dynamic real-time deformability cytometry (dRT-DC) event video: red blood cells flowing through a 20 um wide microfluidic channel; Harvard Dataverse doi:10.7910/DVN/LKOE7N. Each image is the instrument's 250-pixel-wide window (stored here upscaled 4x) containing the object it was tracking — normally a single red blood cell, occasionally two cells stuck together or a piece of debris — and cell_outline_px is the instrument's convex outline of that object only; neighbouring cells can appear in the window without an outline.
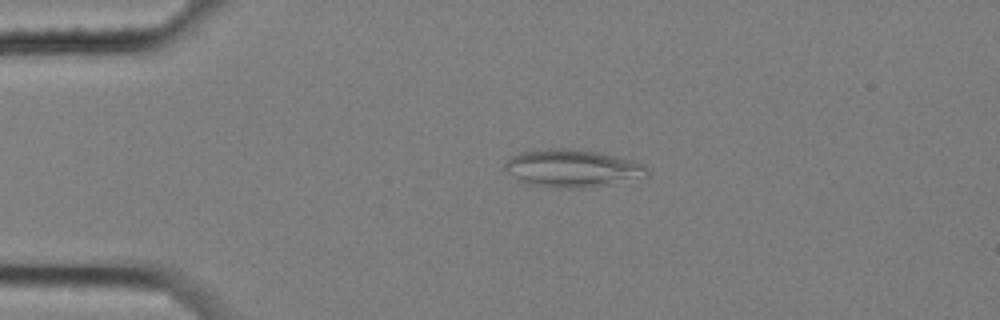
{"species": "common noctule bat (a hibernating species)", "species_latin": "Nyctalus noctula", "temperature_condition": "cold", "stored_images_in_passage": 2, "camera_frame_rate_fps": 3000, "um_per_image_px": 0.085, "animal": {"sex": "female", "body_mass_g": 25.1}, "frame": {"image": 1, "passage_image": 1, "time_ms": 0.0, "image_size_px": [1000, 320], "cell_outline_px": [[648, 176], [608, 184], [584, 188], [560, 188], [528, 184], [520, 180], [508, 172], [504, 168], [504, 164], [512, 156], [520, 152], [536, 148], [576, 148], [604, 152], [636, 160], [644, 164], [648, 168]], "centroid_in_image_um": [48.69, 14.27], "position_along_channel_um": 36.3, "area_um2": 31.73}}